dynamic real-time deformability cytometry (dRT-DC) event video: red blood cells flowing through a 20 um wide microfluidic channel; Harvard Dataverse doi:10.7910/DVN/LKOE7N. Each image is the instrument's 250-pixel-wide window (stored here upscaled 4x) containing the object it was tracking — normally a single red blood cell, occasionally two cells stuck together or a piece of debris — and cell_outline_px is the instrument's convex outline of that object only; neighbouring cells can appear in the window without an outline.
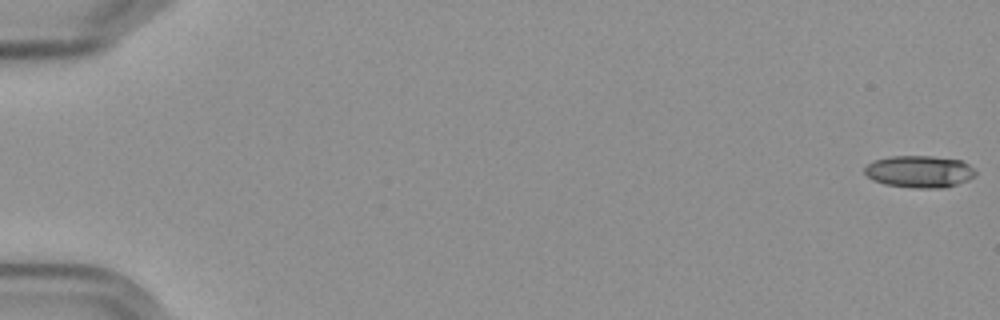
{"species": "Egyptian fruit bat (a non-hibernating species)", "species_latin": "Rousettus aegyptiacus", "temperature_condition": "cold", "stored_images_in_passage": 58, "camera_frame_rate_fps": 3000, "um_per_image_px": 0.085, "frame": {"image": 1, "passage_image": 1, "time_ms": 0.0, "image_size_px": [1000, 320], "cell_outline_px": [[976, 176], [968, 180], [944, 188], [912, 188], [884, 184], [872, 180], [864, 172], [864, 168], [868, 164], [876, 160], [892, 156], [932, 156], [960, 160], [968, 164], [976, 172]], "centroid_in_image_um": [78.15, 14.59], "position_along_channel_um": 6.8, "area_um2": 20.69}}
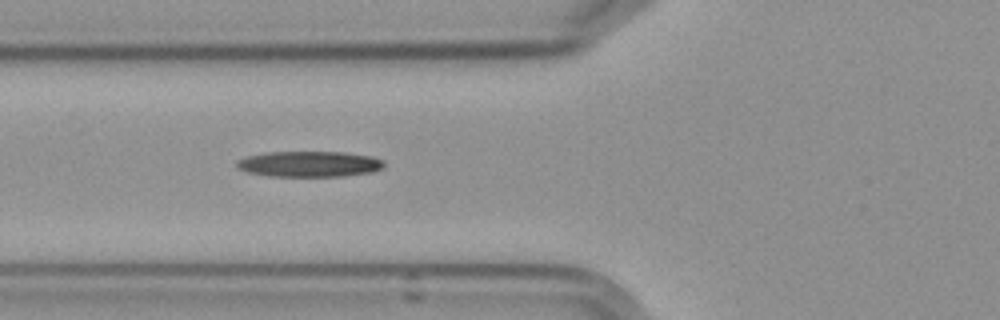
{"frame": {"image": 2, "passage_image": 23, "time_ms": 7.333, "image_size_px": [1000, 320], "cell_outline_px": [[384, 168], [372, 172], [344, 176], [268, 176], [248, 172], [236, 168], [236, 160], [244, 156], [264, 152], [344, 152], [372, 156], [384, 160]], "centroid_in_image_um": [26.27, 13.93], "position_along_channel_um": 99.5, "area_um2": 22.37}}
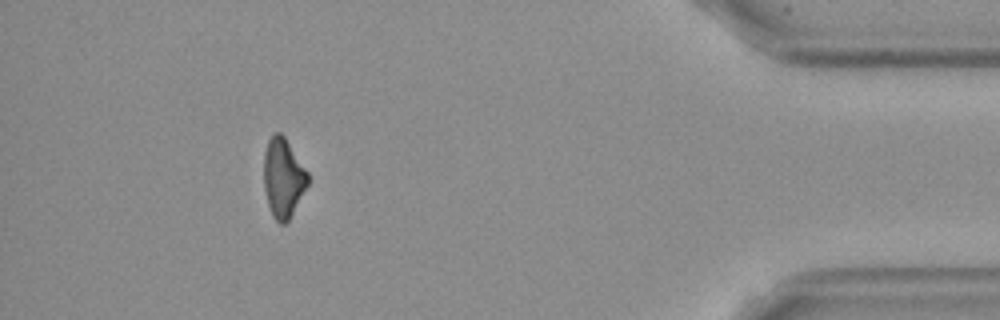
{"frame": {"image": 3, "passage_image": 53, "time_ms": 17.333, "image_size_px": [1000, 320], "cell_outline_px": [[308, 184], [288, 220], [284, 224], [280, 224], [272, 216], [268, 204], [264, 188], [264, 152], [268, 140], [272, 132], [280, 132], [284, 136], [308, 172]], "centroid_in_image_um": [24.05, 15.09], "position_along_channel_um": 411.1, "area_um2": 20.17}, "authors_computed_cell_mechanics": {"area_um2": 21.3282, "velocity_mm_per_s": 3.6093, "shape_relaxation_time_tau1_ms": 8.7218, "shape_relaxation_time_tau2_ms": null, "deformation_change_tau1": 0.2, "deformation_change_tau2": null}}